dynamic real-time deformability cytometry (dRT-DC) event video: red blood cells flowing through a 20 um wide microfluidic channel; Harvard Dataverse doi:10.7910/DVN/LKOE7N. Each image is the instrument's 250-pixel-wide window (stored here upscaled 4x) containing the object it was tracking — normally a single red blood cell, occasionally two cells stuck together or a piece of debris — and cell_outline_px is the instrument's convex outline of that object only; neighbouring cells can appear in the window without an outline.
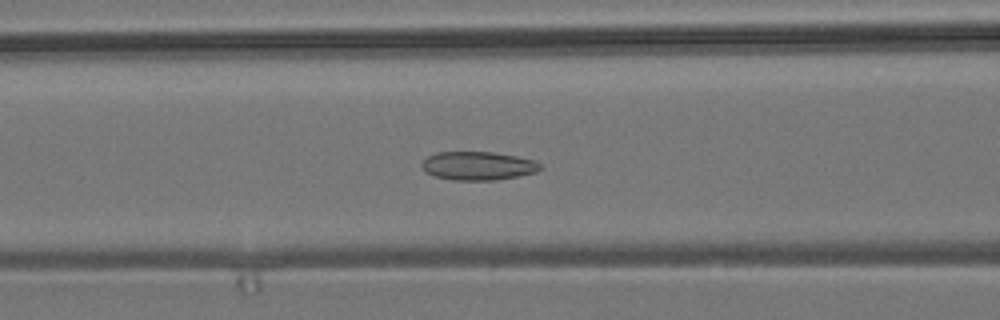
{"species": "common noctule bat (a hibernating species)", "species_latin": "Nyctalus noctula", "temperature_condition": "room temperature", "stored_images_in_passage": 55, "camera_frame_rate_fps": 3000, "um_per_image_px": 0.085, "animal": {"sex": "male", "body_mass_g": 19.2, "forearm_length_mm": 51.8}, "frame": {"image": 1, "passage_image": 22, "time_ms": 7.0, "image_size_px": [1000, 320], "cell_outline_px": [[544, 168], [536, 172], [520, 176], [496, 180], [452, 180], [436, 176], [424, 172], [420, 164], [428, 156], [436, 152], [492, 152], [516, 156], [536, 160]], "centroid_in_image_um": [40.65, 14.1], "position_along_channel_um": 125.9, "area_um2": 19.88}}
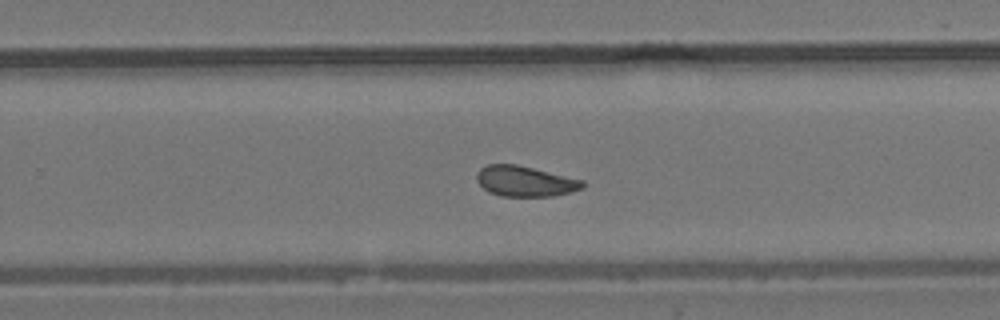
{"frame": {"image": 2, "passage_image": 35, "time_ms": 11.333, "image_size_px": [1000, 320], "cell_outline_px": [[584, 188], [572, 192], [552, 196], [500, 196], [488, 192], [476, 180], [476, 172], [480, 168], [488, 164], [516, 164], [584, 180]], "centroid_in_image_um": [44.62, 15.41], "position_along_channel_um": 285.2, "area_um2": 18.9}}
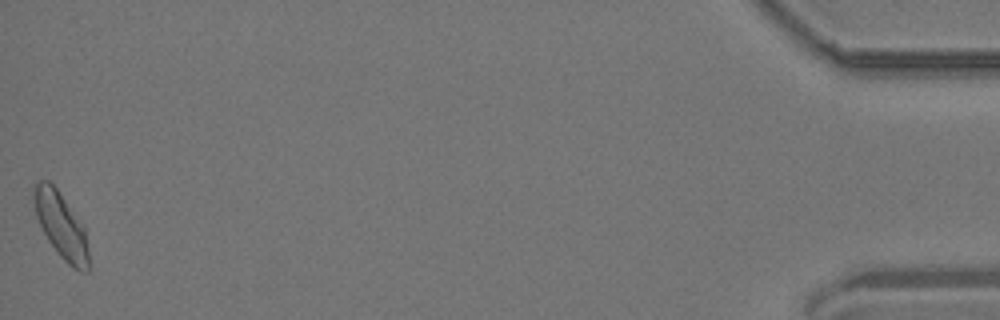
{"frame": {"image": 3, "passage_image": 55, "time_ms": 18.0, "image_size_px": [1000, 320], "cell_outline_px": [[88, 272], [80, 272], [72, 268], [60, 256], [48, 240], [36, 216], [32, 196], [32, 188], [36, 180], [48, 180], [56, 188], [84, 228], [88, 252]], "centroid_in_image_um": [5.15, 19.15], "position_along_channel_um": 430.0, "area_um2": 20.69}, "authors_computed_cell_mechanics": {"area_um2": 19.652, "velocity_mm_per_s": 3.6833, "shape_relaxation_time_tau1_ms": null, "shape_relaxation_time_tau2_ms": 2.9069, "deformation_change_tau1": null, "deformation_change_tau2": 0.092}}